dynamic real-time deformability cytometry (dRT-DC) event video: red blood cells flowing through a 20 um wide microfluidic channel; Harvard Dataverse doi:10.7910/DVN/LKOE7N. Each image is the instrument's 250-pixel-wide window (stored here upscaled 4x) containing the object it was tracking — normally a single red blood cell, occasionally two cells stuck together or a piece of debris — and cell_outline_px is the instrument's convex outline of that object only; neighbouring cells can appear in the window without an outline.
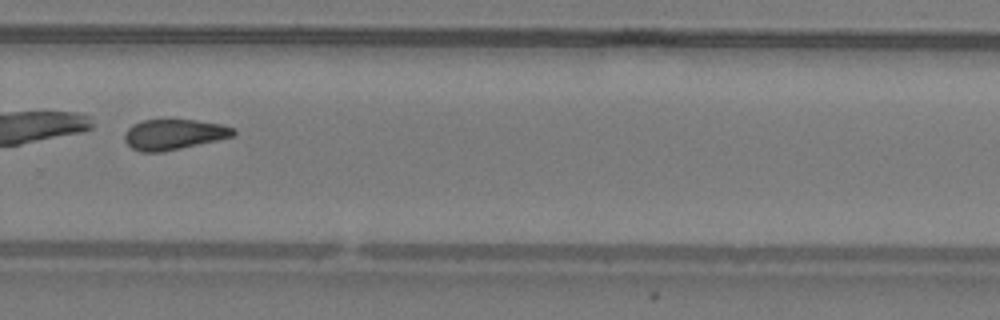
{"species": "common noctule bat (a hibernating species)", "species_latin": "Nyctalus noctula", "temperature_condition": "warm", "stored_images_in_passage": 52, "camera_frame_rate_fps": 3000, "um_per_image_px": 0.085, "animal": {"sex": "male", "body_mass_g": 19.2, "forearm_length_mm": 51.8}, "frame": {"image": 1, "passage_image": 37, "time_ms": 12.0, "image_size_px": [1000, 320], "cell_outline_px": [[236, 132], [232, 136], [216, 140], [164, 152], [140, 152], [132, 148], [124, 140], [124, 136], [128, 128], [132, 124], [144, 120], [196, 120], [220, 124], [236, 128]], "centroid_in_image_um": [14.76, 11.43], "position_along_channel_um": 315.0, "area_um2": 19.19}}